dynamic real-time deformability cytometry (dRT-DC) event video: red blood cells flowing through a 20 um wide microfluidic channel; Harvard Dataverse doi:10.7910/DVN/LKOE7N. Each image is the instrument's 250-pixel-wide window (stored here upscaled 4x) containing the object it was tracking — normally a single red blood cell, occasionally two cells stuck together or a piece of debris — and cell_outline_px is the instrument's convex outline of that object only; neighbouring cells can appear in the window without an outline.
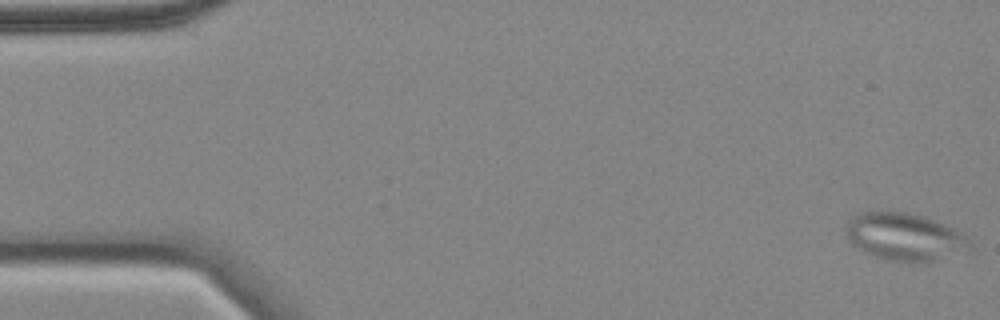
{"species": "common noctule bat (a hibernating species)", "species_latin": "Nyctalus noctula", "temperature_condition": "cold", "stored_images_in_passage": 57, "camera_frame_rate_fps": 3000, "um_per_image_px": 0.085, "animal": {"sex": "female", "body_mass_g": 18.4}, "frame": {"image": 1, "passage_image": 1, "time_ms": 0.0, "image_size_px": [1000, 320], "cell_outline_px": [[972, 252], [928, 264], [912, 264], [888, 260], [872, 256], [864, 252], [852, 244], [848, 240], [848, 220], [852, 216], [860, 212], [908, 212], [924, 216], [956, 228], [968, 236], [972, 244]], "centroid_in_image_um": [77.04, 20.19], "position_along_channel_um": 8.0, "area_um2": 35.66}}
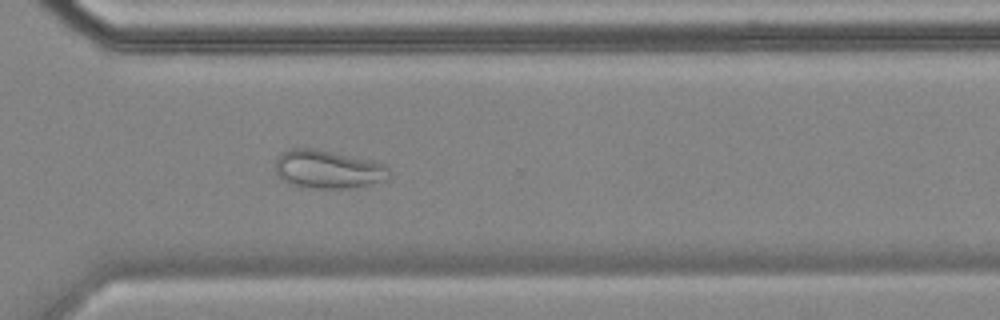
{"frame": {"image": 2, "passage_image": 41, "time_ms": 13.333, "image_size_px": [1000, 320], "cell_outline_px": [[392, 176], [388, 180], [348, 188], [300, 188], [288, 184], [280, 180], [276, 176], [276, 160], [280, 152], [288, 148], [316, 148], [372, 160], [384, 164], [392, 168]], "centroid_in_image_um": [27.87, 14.39], "position_along_channel_um": 342.7, "area_um2": 26.24}, "authors_computed_cell_mechanics": {"area_um2": 29.0734, "velocity_mm_per_s": 3.4882, "shape_relaxation_time_tau1_ms": null, "shape_relaxation_time_tau2_ms": 2.5451, "deformation_change_tau1": null, "deformation_change_tau2": 0.0668}}